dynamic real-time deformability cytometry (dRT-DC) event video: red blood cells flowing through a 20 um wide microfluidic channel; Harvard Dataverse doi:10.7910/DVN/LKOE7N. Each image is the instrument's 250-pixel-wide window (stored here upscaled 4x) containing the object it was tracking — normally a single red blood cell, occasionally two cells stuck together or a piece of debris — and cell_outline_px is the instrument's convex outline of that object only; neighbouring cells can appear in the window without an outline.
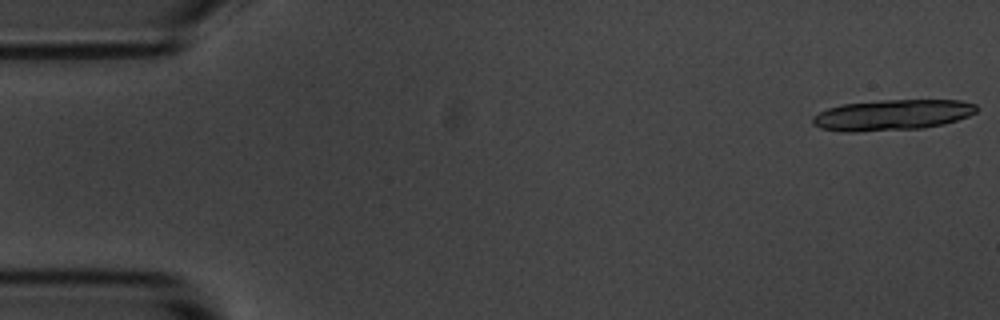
{"species": "common noctule bat (a hibernating species)", "species_latin": "Nyctalus noctula", "temperature_condition": "room temperature", "stored_images_in_passage": 19, "camera_frame_rate_fps": 3000, "um_per_image_px": 0.085, "animal": {"sex": "male", "body_mass_g": 20.1, "forearm_length_mm": 53.5}, "frame": {"image": 1, "passage_image": 1, "time_ms": 0.0, "image_size_px": [1000, 320], "cell_outline_px": [[980, 108], [976, 112], [968, 116], [944, 124], [924, 128], [856, 132], [844, 132], [820, 128], [812, 124], [812, 116], [828, 108], [840, 104], [880, 100], [960, 100], [976, 104]], "centroid_in_image_um": [75.83, 9.77], "position_along_channel_um": 9.2, "area_um2": 29.65}}